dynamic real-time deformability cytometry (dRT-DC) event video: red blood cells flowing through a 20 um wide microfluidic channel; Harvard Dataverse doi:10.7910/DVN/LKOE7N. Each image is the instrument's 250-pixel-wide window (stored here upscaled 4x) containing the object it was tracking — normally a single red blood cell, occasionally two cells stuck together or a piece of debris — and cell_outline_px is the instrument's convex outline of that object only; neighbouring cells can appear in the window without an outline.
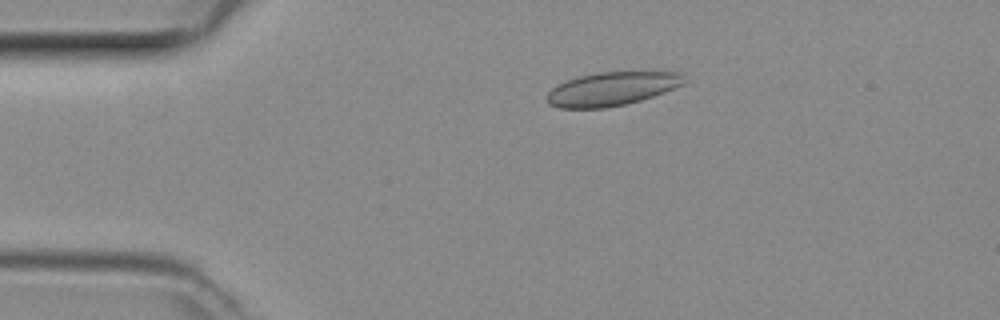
{"species": "common noctule bat (a hibernating species)", "species_latin": "Nyctalus noctula", "temperature_condition": "room temperature", "stored_images_in_passage": 41, "camera_frame_rate_fps": 3000, "um_per_image_px": 0.085, "animal": {"sex": "female", "body_mass_g": 29.2, "forearm_length_mm": 56.3}, "frame": {"image": 1, "passage_image": 2, "time_ms": 0.333, "image_size_px": [1000, 320], "cell_outline_px": [[684, 84], [664, 92], [640, 100], [624, 104], [604, 108], [560, 108], [548, 104], [548, 92], [556, 84], [580, 76], [596, 72], [680, 72]], "centroid_in_image_um": [51.96, 7.55], "position_along_channel_um": 33.0, "area_um2": 26.53}}
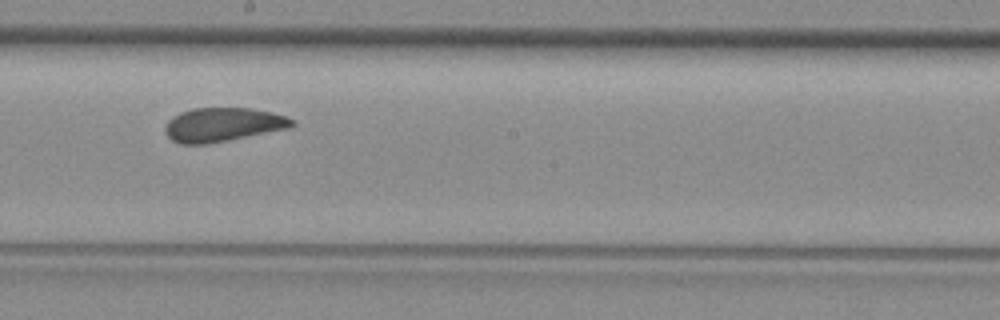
{"frame": {"image": 2, "passage_image": 19, "time_ms": 6.0, "image_size_px": [1000, 320], "cell_outline_px": [[296, 124], [288, 128], [208, 144], [180, 144], [172, 140], [168, 136], [164, 128], [168, 120], [180, 112], [192, 108], [248, 108], [272, 112], [288, 116], [296, 120]], "centroid_in_image_um": [18.95, 10.59], "position_along_channel_um": 229.2, "area_um2": 25.09}}
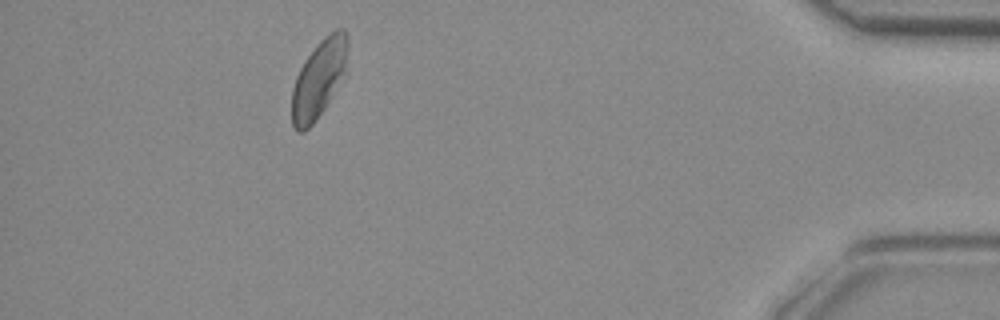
{"frame": {"image": 3, "passage_image": 36, "time_ms": 11.667, "image_size_px": [1000, 320], "cell_outline_px": [[348, 44], [344, 72], [324, 108], [316, 120], [304, 132], [296, 132], [292, 128], [292, 88], [296, 76], [304, 60], [316, 44], [324, 36], [336, 28], [344, 28], [348, 32]], "centroid_in_image_um": [27.07, 6.67], "position_along_channel_um": 408.1, "area_um2": 25.2}}